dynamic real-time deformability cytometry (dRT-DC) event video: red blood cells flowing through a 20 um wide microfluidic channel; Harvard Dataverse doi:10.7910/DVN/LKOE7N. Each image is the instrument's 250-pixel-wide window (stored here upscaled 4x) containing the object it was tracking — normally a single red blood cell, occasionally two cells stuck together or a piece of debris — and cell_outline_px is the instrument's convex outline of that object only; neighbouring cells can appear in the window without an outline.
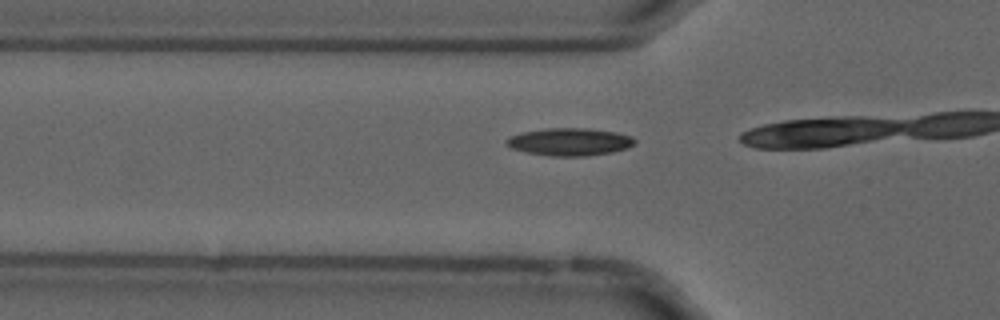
{"species": "common noctule bat (a hibernating species)", "species_latin": "Nyctalus noctula", "temperature_condition": "cold", "stored_images_in_passage": 14, "camera_frame_rate_fps": 3000, "um_per_image_px": 0.085, "animal": {"sex": "male", "forearm_length_mm": 52.5}, "frame": {"image": 1, "passage_image": 12, "time_ms": 3.667, "image_size_px": [1000, 320], "cell_outline_px": [[636, 144], [628, 148], [612, 152], [584, 156], [552, 156], [528, 152], [512, 148], [504, 140], [508, 136], [524, 132], [548, 128], [588, 128], [616, 132], [632, 136], [636, 140]], "centroid_in_image_um": [48.47, 12.05], "position_along_channel_um": 77.3, "area_um2": 20.58}}